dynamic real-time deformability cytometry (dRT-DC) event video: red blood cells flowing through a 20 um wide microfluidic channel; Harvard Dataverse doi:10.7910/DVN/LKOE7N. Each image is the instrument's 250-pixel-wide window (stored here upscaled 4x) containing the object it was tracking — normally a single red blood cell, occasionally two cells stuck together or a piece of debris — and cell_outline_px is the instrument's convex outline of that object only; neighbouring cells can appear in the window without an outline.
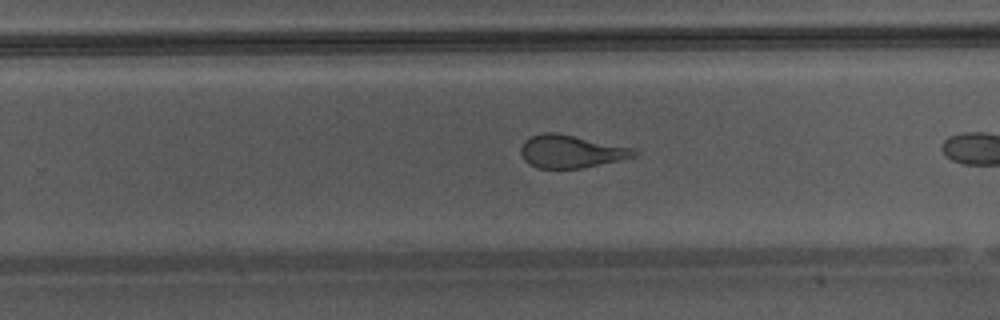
{"species": "Egyptian fruit bat (a non-hibernating species)", "species_latin": "Rousettus aegyptiacus", "temperature_condition": "warm", "stored_images_in_passage": 26, "camera_frame_rate_fps": 3000, "um_per_image_px": 0.085, "animal": {"sex": "male"}, "frame": {"image": 1, "passage_image": 19, "time_ms": 6.0, "image_size_px": [1000, 320], "cell_outline_px": [[640, 152], [636, 156], [628, 160], [580, 168], [536, 168], [528, 164], [524, 160], [520, 152], [520, 148], [524, 140], [532, 136], [544, 132], [556, 132], [632, 148]], "centroid_in_image_um": [48.55, 12.89], "position_along_channel_um": 281.2, "area_um2": 21.91}}